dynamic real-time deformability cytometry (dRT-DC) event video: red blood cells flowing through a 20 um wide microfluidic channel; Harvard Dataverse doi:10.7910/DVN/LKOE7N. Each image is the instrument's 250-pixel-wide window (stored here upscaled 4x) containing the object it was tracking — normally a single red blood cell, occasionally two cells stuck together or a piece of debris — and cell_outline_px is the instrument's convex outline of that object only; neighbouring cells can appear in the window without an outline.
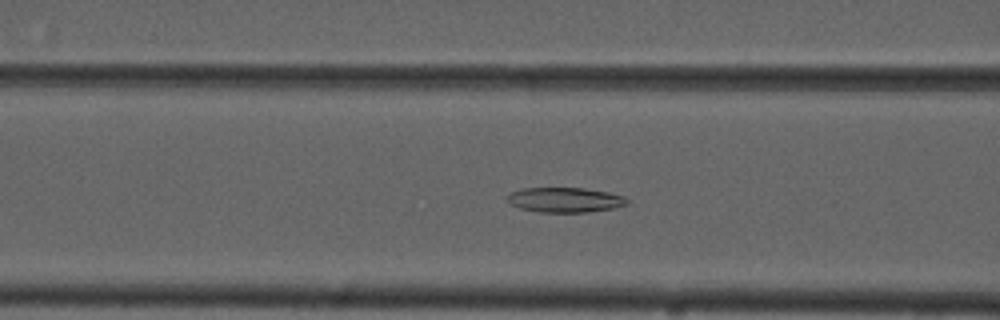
{"species": "common noctule bat (a hibernating species)", "species_latin": "Nyctalus noctula", "temperature_condition": "cold", "stored_images_in_passage": 47, "camera_frame_rate_fps": 3000, "um_per_image_px": 0.085, "animal": {"sex": "male", "forearm_length_mm": 52.5}, "frame": {"image": 1, "passage_image": 22, "time_ms": 7.0, "image_size_px": [1000, 320], "cell_outline_px": [[628, 204], [612, 208], [588, 212], [536, 212], [520, 208], [512, 204], [508, 200], [508, 196], [512, 192], [524, 188], [584, 188], [608, 192], [624, 196], [628, 200]], "centroid_in_image_um": [48.05, 16.99], "position_along_channel_um": 118.6, "area_um2": 17.22}}
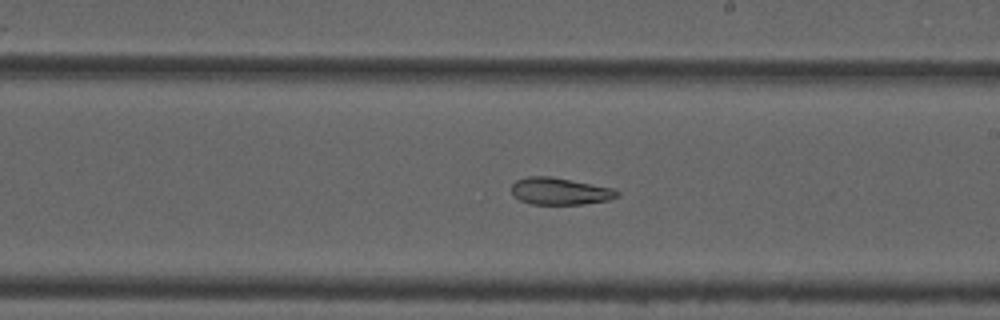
{"frame": {"image": 2, "passage_image": 32, "time_ms": 10.333, "image_size_px": [1000, 320], "cell_outline_px": [[620, 196], [608, 200], [580, 204], [532, 204], [520, 200], [512, 196], [512, 184], [516, 180], [528, 176], [548, 176], [612, 188], [620, 192]], "centroid_in_image_um": [47.56, 16.26], "position_along_channel_um": 241.4, "area_um2": 16.47}}
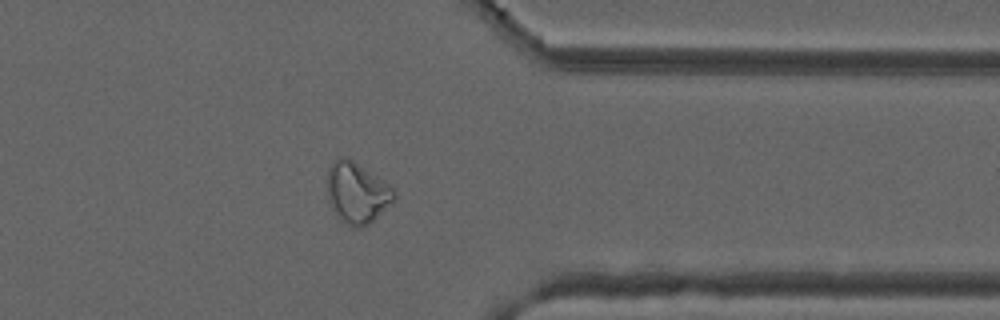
{"frame": {"image": 3, "passage_image": 44, "time_ms": 14.333, "image_size_px": [1000, 320], "cell_outline_px": [[396, 196], [368, 224], [360, 228], [352, 228], [344, 224], [336, 216], [328, 200], [328, 168], [332, 160], [340, 156], [344, 156], [352, 160], [396, 188]], "centroid_in_image_um": [30.31, 16.38], "position_along_channel_um": 381.1, "area_um2": 23.7}, "authors_computed_cell_mechanics": {"area_um2": 19.5364, "velocity_mm_per_s": 3.6881, "shape_relaxation_time_tau1_ms": null, "shape_relaxation_time_tau2_ms": 7.7584, "deformation_change_tau1": null, "deformation_change_tau2": 0.1512}}